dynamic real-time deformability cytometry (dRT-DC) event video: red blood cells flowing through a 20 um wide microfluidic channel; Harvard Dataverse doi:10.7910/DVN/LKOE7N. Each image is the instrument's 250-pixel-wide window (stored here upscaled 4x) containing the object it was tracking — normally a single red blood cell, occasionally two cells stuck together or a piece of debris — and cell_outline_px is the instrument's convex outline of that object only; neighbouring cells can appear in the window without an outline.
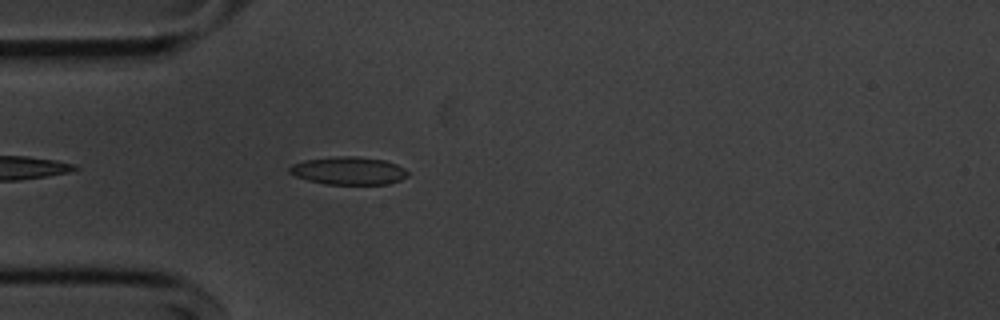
{"species": "common noctule bat (a hibernating species)", "species_latin": "Nyctalus noctula", "temperature_condition": "cold", "stored_images_in_passage": 23, "camera_frame_rate_fps": 3000, "um_per_image_px": 0.085, "animal": {"sex": "male", "body_mass_g": 20.1, "forearm_length_mm": 53.5}, "frame": {"image": 1, "passage_image": 4, "time_ms": 1.0, "image_size_px": [1000, 320], "cell_outline_px": [[408, 176], [400, 180], [388, 184], [324, 184], [308, 180], [296, 176], [288, 172], [288, 168], [292, 164], [304, 160], [336, 156], [356, 156], [384, 160], [396, 164], [404, 168], [408, 172]], "centroid_in_image_um": [29.62, 14.51], "position_along_channel_um": 55.4, "area_um2": 19.25}}
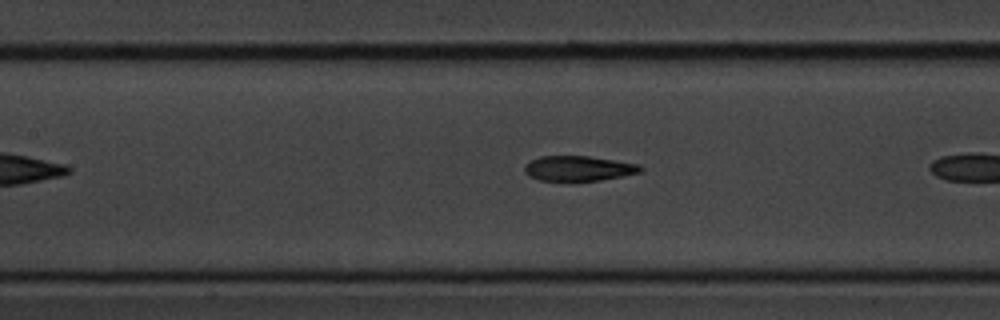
{"frame": {"image": 2, "passage_image": 10, "time_ms": 3.0, "image_size_px": [1000, 320], "cell_outline_px": [[644, 168], [640, 172], [600, 180], [540, 180], [528, 176], [524, 172], [524, 164], [540, 156], [588, 156], [640, 164]], "centroid_in_image_um": [49.15, 14.3], "position_along_channel_um": 158.3, "area_um2": 16.76}}
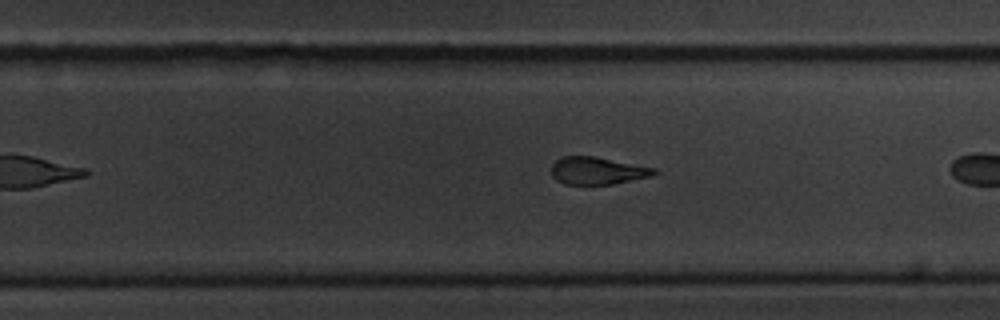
{"frame": {"image": 3, "passage_image": 20, "time_ms": 6.333, "image_size_px": [1000, 320], "cell_outline_px": [[656, 172], [652, 176], [612, 184], [564, 184], [556, 180], [552, 176], [552, 164], [556, 160], [564, 156], [592, 156], [656, 168]], "centroid_in_image_um": [50.76, 14.51], "position_along_channel_um": 279.0, "area_um2": 16.24}}